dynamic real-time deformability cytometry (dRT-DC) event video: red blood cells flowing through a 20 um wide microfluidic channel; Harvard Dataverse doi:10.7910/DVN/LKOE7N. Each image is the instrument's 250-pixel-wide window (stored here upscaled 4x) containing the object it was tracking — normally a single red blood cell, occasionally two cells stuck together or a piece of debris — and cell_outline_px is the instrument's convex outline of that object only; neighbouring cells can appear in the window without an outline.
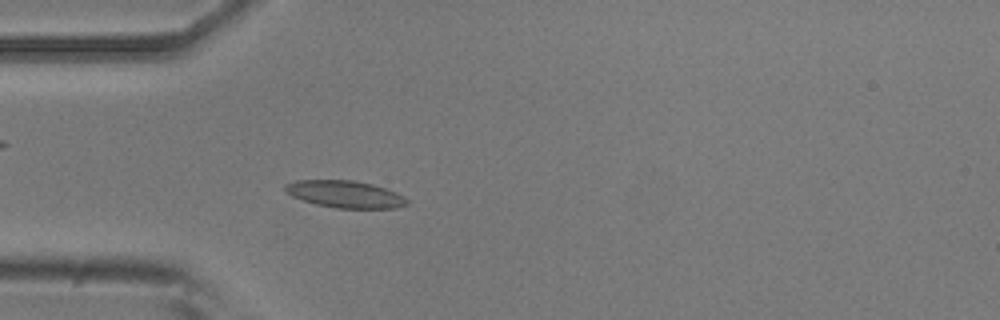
{"species": "common noctule bat (a hibernating species)", "species_latin": "Nyctalus noctula", "temperature_condition": "room temperature", "stored_images_in_passage": 51, "camera_frame_rate_fps": 3000, "um_per_image_px": 0.085, "animal": {"sex": "male", "body_mass_g": 20.5, "forearm_length_mm": 52.5}, "frame": {"image": 1, "passage_image": 14, "time_ms": 4.333, "image_size_px": [1000, 320], "cell_outline_px": [[408, 204], [396, 208], [336, 208], [316, 204], [292, 196], [284, 192], [284, 184], [296, 180], [352, 180], [372, 184], [396, 192], [404, 196], [408, 200]], "centroid_in_image_um": [29.32, 16.5], "position_along_channel_um": 55.7, "area_um2": 19.25}}
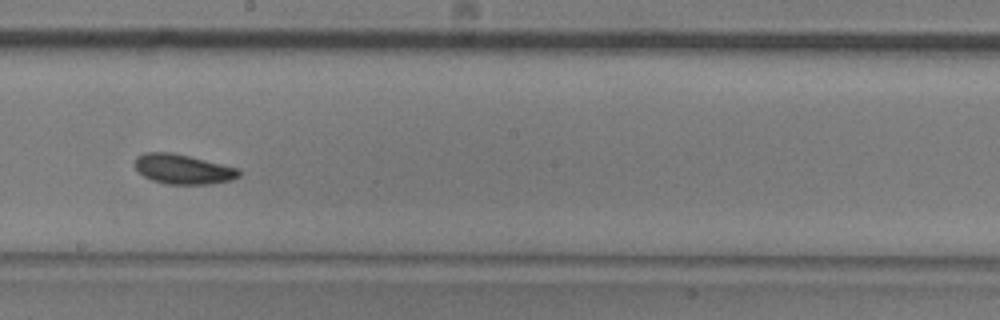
{"frame": {"image": 2, "passage_image": 28, "time_ms": 9.0, "image_size_px": [1000, 320], "cell_outline_px": [[240, 176], [232, 180], [212, 184], [164, 184], [152, 180], [144, 176], [132, 164], [136, 156], [144, 152], [172, 152], [240, 168]], "centroid_in_image_um": [15.55, 14.37], "position_along_channel_um": 232.7, "area_um2": 18.32}}
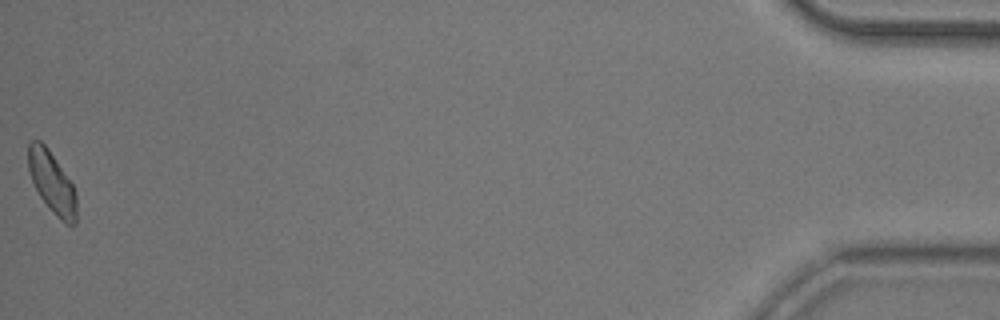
{"frame": {"image": 3, "passage_image": 51, "time_ms": 16.667, "image_size_px": [1000, 320], "cell_outline_px": [[76, 224], [72, 228], [64, 224], [56, 216], [40, 196], [32, 180], [28, 168], [28, 144], [32, 140], [40, 140], [48, 148], [72, 184], [76, 192]], "centroid_in_image_um": [4.43, 15.55], "position_along_channel_um": 430.8, "area_um2": 17.28}, "authors_computed_cell_mechanics": {"area_um2": 17.8602, "velocity_mm_per_s": 3.8732, "shape_relaxation_time_tau1_ms": 5.9111, "shape_relaxation_time_tau2_ms": 4.1064, "deformation_change_tau1": 0.1342, "deformation_change_tau2": 0.0804}}